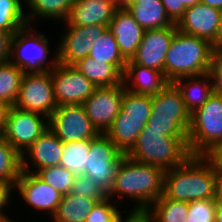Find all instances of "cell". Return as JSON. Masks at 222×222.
<instances>
[{
	"mask_svg": "<svg viewBox=\"0 0 222 222\" xmlns=\"http://www.w3.org/2000/svg\"><path fill=\"white\" fill-rule=\"evenodd\" d=\"M117 8H128L132 3L133 0H112Z\"/></svg>",
	"mask_w": 222,
	"mask_h": 222,
	"instance_id": "681fc988",
	"label": "cell"
},
{
	"mask_svg": "<svg viewBox=\"0 0 222 222\" xmlns=\"http://www.w3.org/2000/svg\"><path fill=\"white\" fill-rule=\"evenodd\" d=\"M148 123V119L116 117L105 133L110 140L126 154L136 143L137 137Z\"/></svg>",
	"mask_w": 222,
	"mask_h": 222,
	"instance_id": "d4e9b609",
	"label": "cell"
},
{
	"mask_svg": "<svg viewBox=\"0 0 222 222\" xmlns=\"http://www.w3.org/2000/svg\"><path fill=\"white\" fill-rule=\"evenodd\" d=\"M65 22V34L57 46L58 63L74 65L79 60L86 58L92 43L102 36L108 29L107 25L71 26Z\"/></svg>",
	"mask_w": 222,
	"mask_h": 222,
	"instance_id": "5bb4252c",
	"label": "cell"
},
{
	"mask_svg": "<svg viewBox=\"0 0 222 222\" xmlns=\"http://www.w3.org/2000/svg\"><path fill=\"white\" fill-rule=\"evenodd\" d=\"M175 86L182 94L186 108L192 113L201 107L213 94V80L210 72L176 79Z\"/></svg>",
	"mask_w": 222,
	"mask_h": 222,
	"instance_id": "7402d4cb",
	"label": "cell"
},
{
	"mask_svg": "<svg viewBox=\"0 0 222 222\" xmlns=\"http://www.w3.org/2000/svg\"><path fill=\"white\" fill-rule=\"evenodd\" d=\"M214 200L222 202V176H216Z\"/></svg>",
	"mask_w": 222,
	"mask_h": 222,
	"instance_id": "7dc6e473",
	"label": "cell"
},
{
	"mask_svg": "<svg viewBox=\"0 0 222 222\" xmlns=\"http://www.w3.org/2000/svg\"><path fill=\"white\" fill-rule=\"evenodd\" d=\"M76 0H28L26 4L29 9V14H25L27 25H31L33 19L41 18L47 20L66 21L69 12Z\"/></svg>",
	"mask_w": 222,
	"mask_h": 222,
	"instance_id": "4316f807",
	"label": "cell"
},
{
	"mask_svg": "<svg viewBox=\"0 0 222 222\" xmlns=\"http://www.w3.org/2000/svg\"><path fill=\"white\" fill-rule=\"evenodd\" d=\"M211 44L215 51L222 50V9H220V22L217 29L216 39Z\"/></svg>",
	"mask_w": 222,
	"mask_h": 222,
	"instance_id": "bcb514c9",
	"label": "cell"
},
{
	"mask_svg": "<svg viewBox=\"0 0 222 222\" xmlns=\"http://www.w3.org/2000/svg\"><path fill=\"white\" fill-rule=\"evenodd\" d=\"M92 1H112V0H92Z\"/></svg>",
	"mask_w": 222,
	"mask_h": 222,
	"instance_id": "f5cc1de1",
	"label": "cell"
},
{
	"mask_svg": "<svg viewBox=\"0 0 222 222\" xmlns=\"http://www.w3.org/2000/svg\"><path fill=\"white\" fill-rule=\"evenodd\" d=\"M34 28V26L26 25L13 35L9 60L24 71L51 70L58 63L57 47L53 60L49 64L47 60L49 53H51L48 47L49 40L41 31L38 35L33 33L35 32Z\"/></svg>",
	"mask_w": 222,
	"mask_h": 222,
	"instance_id": "52a82bcc",
	"label": "cell"
},
{
	"mask_svg": "<svg viewBox=\"0 0 222 222\" xmlns=\"http://www.w3.org/2000/svg\"><path fill=\"white\" fill-rule=\"evenodd\" d=\"M108 29L113 33L120 53L126 60H130L136 54L145 30L126 8L116 9Z\"/></svg>",
	"mask_w": 222,
	"mask_h": 222,
	"instance_id": "d6986e66",
	"label": "cell"
},
{
	"mask_svg": "<svg viewBox=\"0 0 222 222\" xmlns=\"http://www.w3.org/2000/svg\"><path fill=\"white\" fill-rule=\"evenodd\" d=\"M70 193L95 200H104L108 197V195L91 178L84 174L75 176Z\"/></svg>",
	"mask_w": 222,
	"mask_h": 222,
	"instance_id": "74e56055",
	"label": "cell"
},
{
	"mask_svg": "<svg viewBox=\"0 0 222 222\" xmlns=\"http://www.w3.org/2000/svg\"><path fill=\"white\" fill-rule=\"evenodd\" d=\"M123 97V84L96 87L82 104L86 115L100 134H105L117 117Z\"/></svg>",
	"mask_w": 222,
	"mask_h": 222,
	"instance_id": "4fadbf2b",
	"label": "cell"
},
{
	"mask_svg": "<svg viewBox=\"0 0 222 222\" xmlns=\"http://www.w3.org/2000/svg\"><path fill=\"white\" fill-rule=\"evenodd\" d=\"M213 164L216 170V176H222V145L214 147L205 155Z\"/></svg>",
	"mask_w": 222,
	"mask_h": 222,
	"instance_id": "7bdbcfd3",
	"label": "cell"
},
{
	"mask_svg": "<svg viewBox=\"0 0 222 222\" xmlns=\"http://www.w3.org/2000/svg\"><path fill=\"white\" fill-rule=\"evenodd\" d=\"M88 57L103 61L104 63L113 64L124 74L127 60L120 53L115 37L109 29L92 43Z\"/></svg>",
	"mask_w": 222,
	"mask_h": 222,
	"instance_id": "83f0119b",
	"label": "cell"
},
{
	"mask_svg": "<svg viewBox=\"0 0 222 222\" xmlns=\"http://www.w3.org/2000/svg\"><path fill=\"white\" fill-rule=\"evenodd\" d=\"M48 128L64 143L96 138L100 133L86 115L83 105L57 106L48 118Z\"/></svg>",
	"mask_w": 222,
	"mask_h": 222,
	"instance_id": "8fae6325",
	"label": "cell"
},
{
	"mask_svg": "<svg viewBox=\"0 0 222 222\" xmlns=\"http://www.w3.org/2000/svg\"><path fill=\"white\" fill-rule=\"evenodd\" d=\"M210 74L214 92L222 95V53L220 51H215L213 55Z\"/></svg>",
	"mask_w": 222,
	"mask_h": 222,
	"instance_id": "f35d334b",
	"label": "cell"
},
{
	"mask_svg": "<svg viewBox=\"0 0 222 222\" xmlns=\"http://www.w3.org/2000/svg\"><path fill=\"white\" fill-rule=\"evenodd\" d=\"M152 95L131 93L123 84L121 109L117 117H134L149 119L151 114Z\"/></svg>",
	"mask_w": 222,
	"mask_h": 222,
	"instance_id": "d6a6232c",
	"label": "cell"
},
{
	"mask_svg": "<svg viewBox=\"0 0 222 222\" xmlns=\"http://www.w3.org/2000/svg\"><path fill=\"white\" fill-rule=\"evenodd\" d=\"M220 22V9L199 2L186 9L176 24L185 34L201 37L212 43L216 39Z\"/></svg>",
	"mask_w": 222,
	"mask_h": 222,
	"instance_id": "e0dca14e",
	"label": "cell"
},
{
	"mask_svg": "<svg viewBox=\"0 0 222 222\" xmlns=\"http://www.w3.org/2000/svg\"><path fill=\"white\" fill-rule=\"evenodd\" d=\"M62 153L63 142L47 129L21 156V170L36 173L40 169L60 165ZM30 163L34 169H31Z\"/></svg>",
	"mask_w": 222,
	"mask_h": 222,
	"instance_id": "ac0fdd59",
	"label": "cell"
},
{
	"mask_svg": "<svg viewBox=\"0 0 222 222\" xmlns=\"http://www.w3.org/2000/svg\"><path fill=\"white\" fill-rule=\"evenodd\" d=\"M125 154L106 134L90 139L84 175L91 178L107 195L115 184L116 173Z\"/></svg>",
	"mask_w": 222,
	"mask_h": 222,
	"instance_id": "ba28073f",
	"label": "cell"
},
{
	"mask_svg": "<svg viewBox=\"0 0 222 222\" xmlns=\"http://www.w3.org/2000/svg\"><path fill=\"white\" fill-rule=\"evenodd\" d=\"M10 107V105L0 100V136H2L4 133L6 119L8 117Z\"/></svg>",
	"mask_w": 222,
	"mask_h": 222,
	"instance_id": "f6af8a7d",
	"label": "cell"
},
{
	"mask_svg": "<svg viewBox=\"0 0 222 222\" xmlns=\"http://www.w3.org/2000/svg\"><path fill=\"white\" fill-rule=\"evenodd\" d=\"M146 211L155 222H185L188 202L168 199L162 194Z\"/></svg>",
	"mask_w": 222,
	"mask_h": 222,
	"instance_id": "f1b7e54d",
	"label": "cell"
},
{
	"mask_svg": "<svg viewBox=\"0 0 222 222\" xmlns=\"http://www.w3.org/2000/svg\"><path fill=\"white\" fill-rule=\"evenodd\" d=\"M54 98L57 106L82 105L96 86L73 65L57 63L51 69Z\"/></svg>",
	"mask_w": 222,
	"mask_h": 222,
	"instance_id": "7c38bea8",
	"label": "cell"
},
{
	"mask_svg": "<svg viewBox=\"0 0 222 222\" xmlns=\"http://www.w3.org/2000/svg\"><path fill=\"white\" fill-rule=\"evenodd\" d=\"M22 196L28 205L36 210L47 212L51 217L55 214L62 195L50 185L41 180L35 173L21 171L14 189Z\"/></svg>",
	"mask_w": 222,
	"mask_h": 222,
	"instance_id": "2e32d148",
	"label": "cell"
},
{
	"mask_svg": "<svg viewBox=\"0 0 222 222\" xmlns=\"http://www.w3.org/2000/svg\"><path fill=\"white\" fill-rule=\"evenodd\" d=\"M116 9L112 1L76 0L66 21L71 26H109Z\"/></svg>",
	"mask_w": 222,
	"mask_h": 222,
	"instance_id": "44dd1931",
	"label": "cell"
},
{
	"mask_svg": "<svg viewBox=\"0 0 222 222\" xmlns=\"http://www.w3.org/2000/svg\"><path fill=\"white\" fill-rule=\"evenodd\" d=\"M90 140L64 142L60 165L75 175H83L87 166Z\"/></svg>",
	"mask_w": 222,
	"mask_h": 222,
	"instance_id": "4dcf8cb0",
	"label": "cell"
},
{
	"mask_svg": "<svg viewBox=\"0 0 222 222\" xmlns=\"http://www.w3.org/2000/svg\"><path fill=\"white\" fill-rule=\"evenodd\" d=\"M165 7L168 17L177 24L183 17L187 7L182 3V0H161Z\"/></svg>",
	"mask_w": 222,
	"mask_h": 222,
	"instance_id": "ab89813d",
	"label": "cell"
},
{
	"mask_svg": "<svg viewBox=\"0 0 222 222\" xmlns=\"http://www.w3.org/2000/svg\"><path fill=\"white\" fill-rule=\"evenodd\" d=\"M219 145H222V95L213 92L191 113L188 147L191 155L205 156Z\"/></svg>",
	"mask_w": 222,
	"mask_h": 222,
	"instance_id": "8992f818",
	"label": "cell"
},
{
	"mask_svg": "<svg viewBox=\"0 0 222 222\" xmlns=\"http://www.w3.org/2000/svg\"><path fill=\"white\" fill-rule=\"evenodd\" d=\"M120 222H150V214L147 211L131 210Z\"/></svg>",
	"mask_w": 222,
	"mask_h": 222,
	"instance_id": "ee69618b",
	"label": "cell"
},
{
	"mask_svg": "<svg viewBox=\"0 0 222 222\" xmlns=\"http://www.w3.org/2000/svg\"><path fill=\"white\" fill-rule=\"evenodd\" d=\"M96 87L123 84V74L113 65L91 57L83 58L73 65Z\"/></svg>",
	"mask_w": 222,
	"mask_h": 222,
	"instance_id": "cb8c5ba5",
	"label": "cell"
},
{
	"mask_svg": "<svg viewBox=\"0 0 222 222\" xmlns=\"http://www.w3.org/2000/svg\"><path fill=\"white\" fill-rule=\"evenodd\" d=\"M150 222H155L153 219H152V217L150 216Z\"/></svg>",
	"mask_w": 222,
	"mask_h": 222,
	"instance_id": "db71d44e",
	"label": "cell"
},
{
	"mask_svg": "<svg viewBox=\"0 0 222 222\" xmlns=\"http://www.w3.org/2000/svg\"><path fill=\"white\" fill-rule=\"evenodd\" d=\"M15 33H9L0 29V63L10 59V51L13 35Z\"/></svg>",
	"mask_w": 222,
	"mask_h": 222,
	"instance_id": "b9f144b4",
	"label": "cell"
},
{
	"mask_svg": "<svg viewBox=\"0 0 222 222\" xmlns=\"http://www.w3.org/2000/svg\"><path fill=\"white\" fill-rule=\"evenodd\" d=\"M21 0H0V29L16 33L27 25Z\"/></svg>",
	"mask_w": 222,
	"mask_h": 222,
	"instance_id": "836d02e7",
	"label": "cell"
},
{
	"mask_svg": "<svg viewBox=\"0 0 222 222\" xmlns=\"http://www.w3.org/2000/svg\"><path fill=\"white\" fill-rule=\"evenodd\" d=\"M24 70L7 60L0 63V100L14 106Z\"/></svg>",
	"mask_w": 222,
	"mask_h": 222,
	"instance_id": "f546056e",
	"label": "cell"
},
{
	"mask_svg": "<svg viewBox=\"0 0 222 222\" xmlns=\"http://www.w3.org/2000/svg\"><path fill=\"white\" fill-rule=\"evenodd\" d=\"M113 199L107 197L98 201L94 208L88 213L86 222H120L124 216L113 204Z\"/></svg>",
	"mask_w": 222,
	"mask_h": 222,
	"instance_id": "d590c367",
	"label": "cell"
},
{
	"mask_svg": "<svg viewBox=\"0 0 222 222\" xmlns=\"http://www.w3.org/2000/svg\"><path fill=\"white\" fill-rule=\"evenodd\" d=\"M21 171V155L0 136V183L15 186Z\"/></svg>",
	"mask_w": 222,
	"mask_h": 222,
	"instance_id": "1f68e13d",
	"label": "cell"
},
{
	"mask_svg": "<svg viewBox=\"0 0 222 222\" xmlns=\"http://www.w3.org/2000/svg\"><path fill=\"white\" fill-rule=\"evenodd\" d=\"M98 201L101 200L68 193L62 196L57 210L51 218L53 222H86L88 213Z\"/></svg>",
	"mask_w": 222,
	"mask_h": 222,
	"instance_id": "484cf974",
	"label": "cell"
},
{
	"mask_svg": "<svg viewBox=\"0 0 222 222\" xmlns=\"http://www.w3.org/2000/svg\"><path fill=\"white\" fill-rule=\"evenodd\" d=\"M216 170L204 155H191L178 167L164 172L163 195L192 202L214 199Z\"/></svg>",
	"mask_w": 222,
	"mask_h": 222,
	"instance_id": "7a4b0ae2",
	"label": "cell"
},
{
	"mask_svg": "<svg viewBox=\"0 0 222 222\" xmlns=\"http://www.w3.org/2000/svg\"><path fill=\"white\" fill-rule=\"evenodd\" d=\"M216 205L214 199L196 200L188 203L185 222H215Z\"/></svg>",
	"mask_w": 222,
	"mask_h": 222,
	"instance_id": "8d00e7d4",
	"label": "cell"
},
{
	"mask_svg": "<svg viewBox=\"0 0 222 222\" xmlns=\"http://www.w3.org/2000/svg\"><path fill=\"white\" fill-rule=\"evenodd\" d=\"M126 9L144 30L176 26L168 17L161 0H133Z\"/></svg>",
	"mask_w": 222,
	"mask_h": 222,
	"instance_id": "603a6c76",
	"label": "cell"
},
{
	"mask_svg": "<svg viewBox=\"0 0 222 222\" xmlns=\"http://www.w3.org/2000/svg\"><path fill=\"white\" fill-rule=\"evenodd\" d=\"M163 184L164 171L161 168L134 161L125 155L108 197L115 196V202H118L127 196L136 203L132 210L146 211L163 194Z\"/></svg>",
	"mask_w": 222,
	"mask_h": 222,
	"instance_id": "6da1fadb",
	"label": "cell"
},
{
	"mask_svg": "<svg viewBox=\"0 0 222 222\" xmlns=\"http://www.w3.org/2000/svg\"><path fill=\"white\" fill-rule=\"evenodd\" d=\"M200 0H182V3H184V5L189 8L194 6L195 4L199 3Z\"/></svg>",
	"mask_w": 222,
	"mask_h": 222,
	"instance_id": "816d5d0a",
	"label": "cell"
},
{
	"mask_svg": "<svg viewBox=\"0 0 222 222\" xmlns=\"http://www.w3.org/2000/svg\"><path fill=\"white\" fill-rule=\"evenodd\" d=\"M48 128V117L10 107L2 137L22 156Z\"/></svg>",
	"mask_w": 222,
	"mask_h": 222,
	"instance_id": "30bf717a",
	"label": "cell"
},
{
	"mask_svg": "<svg viewBox=\"0 0 222 222\" xmlns=\"http://www.w3.org/2000/svg\"><path fill=\"white\" fill-rule=\"evenodd\" d=\"M35 174L45 183L56 189L62 196L71 192L76 176L61 165L40 169Z\"/></svg>",
	"mask_w": 222,
	"mask_h": 222,
	"instance_id": "e575fe53",
	"label": "cell"
},
{
	"mask_svg": "<svg viewBox=\"0 0 222 222\" xmlns=\"http://www.w3.org/2000/svg\"><path fill=\"white\" fill-rule=\"evenodd\" d=\"M191 113L173 82L152 95L151 114L144 131H163L166 136H188Z\"/></svg>",
	"mask_w": 222,
	"mask_h": 222,
	"instance_id": "5b68a950",
	"label": "cell"
},
{
	"mask_svg": "<svg viewBox=\"0 0 222 222\" xmlns=\"http://www.w3.org/2000/svg\"><path fill=\"white\" fill-rule=\"evenodd\" d=\"M14 185L2 184L0 183V222H7L11 220L8 218L6 213H3L4 207L9 205L11 196V191H14Z\"/></svg>",
	"mask_w": 222,
	"mask_h": 222,
	"instance_id": "60d3db41",
	"label": "cell"
},
{
	"mask_svg": "<svg viewBox=\"0 0 222 222\" xmlns=\"http://www.w3.org/2000/svg\"><path fill=\"white\" fill-rule=\"evenodd\" d=\"M14 106L49 118L57 108L51 70L25 71Z\"/></svg>",
	"mask_w": 222,
	"mask_h": 222,
	"instance_id": "9c48e42d",
	"label": "cell"
},
{
	"mask_svg": "<svg viewBox=\"0 0 222 222\" xmlns=\"http://www.w3.org/2000/svg\"><path fill=\"white\" fill-rule=\"evenodd\" d=\"M214 53L208 40L177 29L165 56L164 76L174 82L181 77L208 73Z\"/></svg>",
	"mask_w": 222,
	"mask_h": 222,
	"instance_id": "3957f363",
	"label": "cell"
},
{
	"mask_svg": "<svg viewBox=\"0 0 222 222\" xmlns=\"http://www.w3.org/2000/svg\"><path fill=\"white\" fill-rule=\"evenodd\" d=\"M130 159L161 168L164 172L180 166L190 156L188 136H166L163 131L142 130L125 154Z\"/></svg>",
	"mask_w": 222,
	"mask_h": 222,
	"instance_id": "277c9868",
	"label": "cell"
},
{
	"mask_svg": "<svg viewBox=\"0 0 222 222\" xmlns=\"http://www.w3.org/2000/svg\"><path fill=\"white\" fill-rule=\"evenodd\" d=\"M215 222H222V202L215 201Z\"/></svg>",
	"mask_w": 222,
	"mask_h": 222,
	"instance_id": "c3c4849f",
	"label": "cell"
},
{
	"mask_svg": "<svg viewBox=\"0 0 222 222\" xmlns=\"http://www.w3.org/2000/svg\"><path fill=\"white\" fill-rule=\"evenodd\" d=\"M176 30L177 26L145 30L136 54L131 60L135 64L164 73L165 56Z\"/></svg>",
	"mask_w": 222,
	"mask_h": 222,
	"instance_id": "9a60e30c",
	"label": "cell"
},
{
	"mask_svg": "<svg viewBox=\"0 0 222 222\" xmlns=\"http://www.w3.org/2000/svg\"><path fill=\"white\" fill-rule=\"evenodd\" d=\"M200 2L207 4L211 7L222 9V0H200Z\"/></svg>",
	"mask_w": 222,
	"mask_h": 222,
	"instance_id": "f907efd6",
	"label": "cell"
},
{
	"mask_svg": "<svg viewBox=\"0 0 222 222\" xmlns=\"http://www.w3.org/2000/svg\"><path fill=\"white\" fill-rule=\"evenodd\" d=\"M169 83L163 72L135 64L131 59L127 60L123 74V84L129 92L155 95L161 92Z\"/></svg>",
	"mask_w": 222,
	"mask_h": 222,
	"instance_id": "ffe728a7",
	"label": "cell"
}]
</instances>
